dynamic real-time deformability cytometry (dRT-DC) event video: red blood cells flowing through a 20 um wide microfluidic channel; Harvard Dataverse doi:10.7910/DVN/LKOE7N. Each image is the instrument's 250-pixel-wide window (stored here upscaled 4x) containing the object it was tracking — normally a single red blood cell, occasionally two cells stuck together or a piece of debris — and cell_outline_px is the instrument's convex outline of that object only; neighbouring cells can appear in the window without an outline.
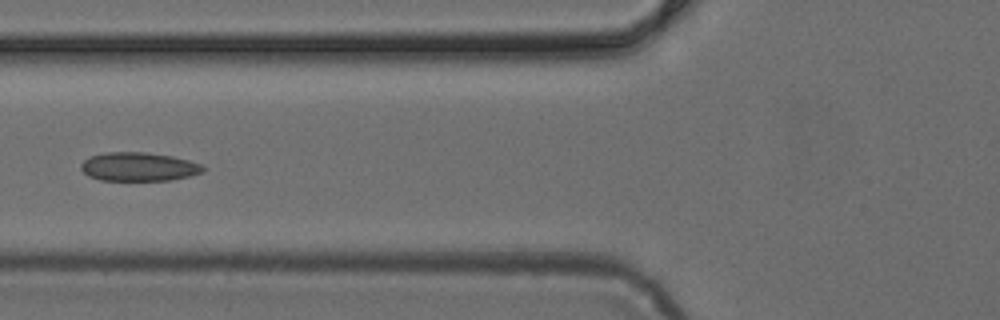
{"species": "common noctule bat (a hibernating species)", "species_latin": "Nyctalus noctula", "temperature_condition": "cold", "stored_images_in_passage": 6, "camera_frame_rate_fps": 3000, "um_per_image_px": 0.085, "animal": {"sex": "female", "body_mass_g": 24.6, "forearm_length_mm": 56.2}, "frame": {"image": 1, "passage_image": 5, "time_ms": 1.333, "image_size_px": [1000, 320], "cell_outline_px": [[204, 172], [172, 180], [100, 180], [88, 176], [80, 168], [80, 164], [88, 156], [104, 152], [144, 152], [172, 156], [188, 160], [200, 164], [204, 168]], "centroid_in_image_um": [11.74, 14.17], "position_along_channel_um": 114.1, "area_um2": 20.46}}
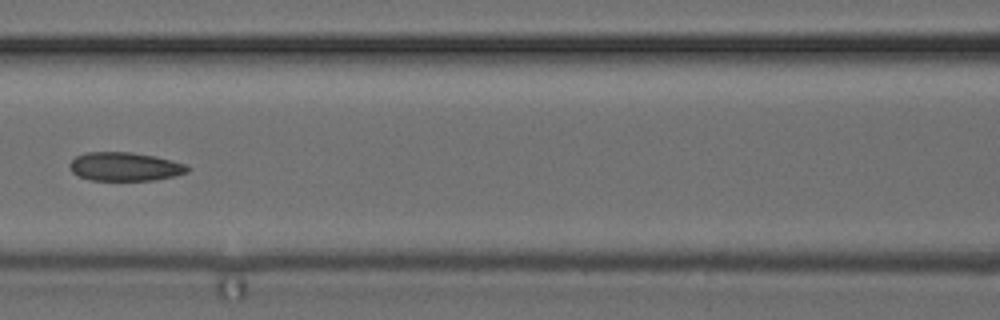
{"frame": {"image": 2, "passage_image": 6, "time_ms": 1.667, "image_size_px": [1000, 320], "cell_outline_px": [[192, 168], [188, 172], [176, 176], [156, 180], [92, 180], [80, 176], [72, 172], [68, 164], [76, 156], [88, 152], [132, 152], [156, 156], [172, 160], [184, 164]], "centroid_in_image_um": [10.65, 14.16], "position_along_channel_um": 155.9, "area_um2": 19.77}}